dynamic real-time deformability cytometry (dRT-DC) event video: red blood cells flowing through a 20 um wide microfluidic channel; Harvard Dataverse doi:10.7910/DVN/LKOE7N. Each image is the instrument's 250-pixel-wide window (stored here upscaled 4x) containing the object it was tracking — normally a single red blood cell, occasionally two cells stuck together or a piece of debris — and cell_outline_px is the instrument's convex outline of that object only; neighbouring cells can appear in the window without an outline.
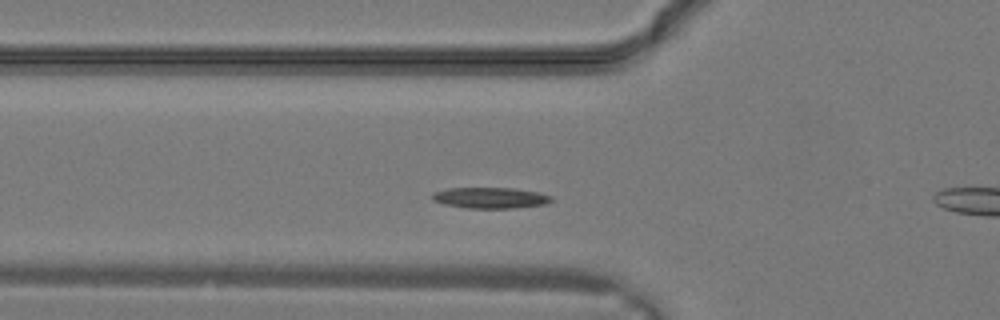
{"species": "common noctule bat (a hibernating species)", "species_latin": "Nyctalus noctula", "temperature_condition": "warm", "stored_images_in_passage": 28, "camera_frame_rate_fps": 3000, "um_per_image_px": 0.085, "animal": {"sex": "male", "body_mass_g": 19.2, "forearm_length_mm": 51.8}, "frame": {"image": 1, "passage_image": 7, "time_ms": 2.0, "image_size_px": [1000, 320], "cell_outline_px": [[552, 200], [544, 204], [516, 208], [468, 208], [444, 204], [432, 200], [432, 192], [448, 188], [512, 188], [536, 192], [552, 196]], "centroid_in_image_um": [41.64, 16.81], "position_along_channel_um": 84.2, "area_um2": 14.45}}
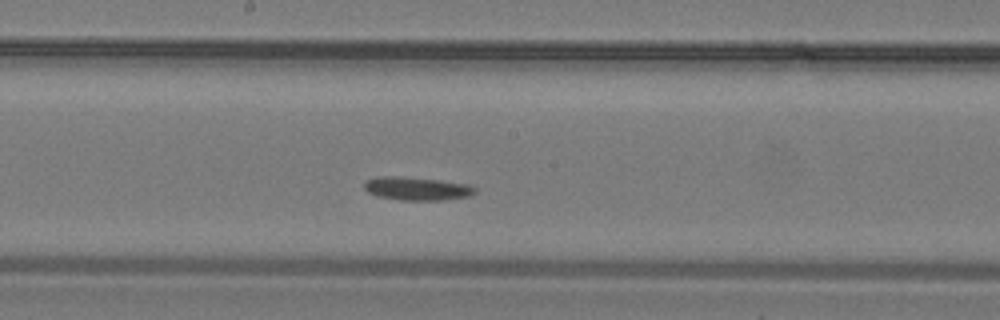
{"frame": {"image": 2, "passage_image": 13, "time_ms": 4.0, "image_size_px": [1000, 320], "cell_outline_px": [[476, 192], [468, 196], [444, 200], [400, 200], [380, 196], [368, 192], [364, 188], [364, 180], [376, 176], [396, 176], [436, 180], [468, 184], [476, 188]], "centroid_in_image_um": [35.4, 16.02], "position_along_channel_um": 212.8, "area_um2": 14.91}}
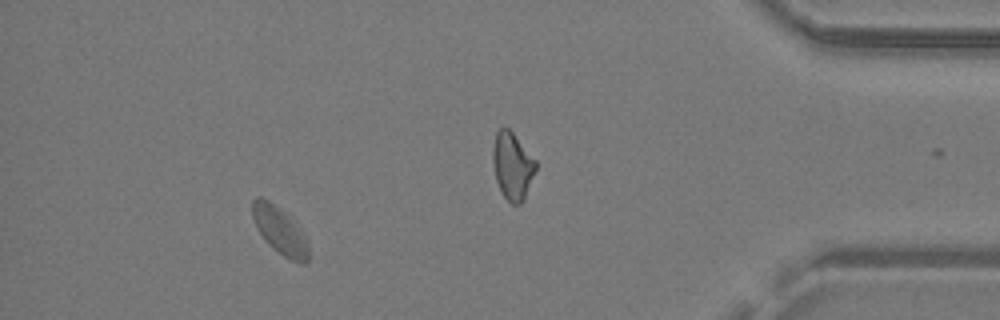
{"frame": {"image": 3, "passage_image": 25, "time_ms": 8.0, "image_size_px": [1000, 320], "cell_outline_px": [[308, 260], [304, 264], [300, 264], [284, 256], [256, 228], [252, 216], [252, 200], [256, 196], [260, 196], [268, 200], [280, 208], [292, 220], [304, 236], [308, 244]], "centroid_in_image_um": [23.77, 19.56], "position_along_channel_um": 411.4, "area_um2": 14.85}}